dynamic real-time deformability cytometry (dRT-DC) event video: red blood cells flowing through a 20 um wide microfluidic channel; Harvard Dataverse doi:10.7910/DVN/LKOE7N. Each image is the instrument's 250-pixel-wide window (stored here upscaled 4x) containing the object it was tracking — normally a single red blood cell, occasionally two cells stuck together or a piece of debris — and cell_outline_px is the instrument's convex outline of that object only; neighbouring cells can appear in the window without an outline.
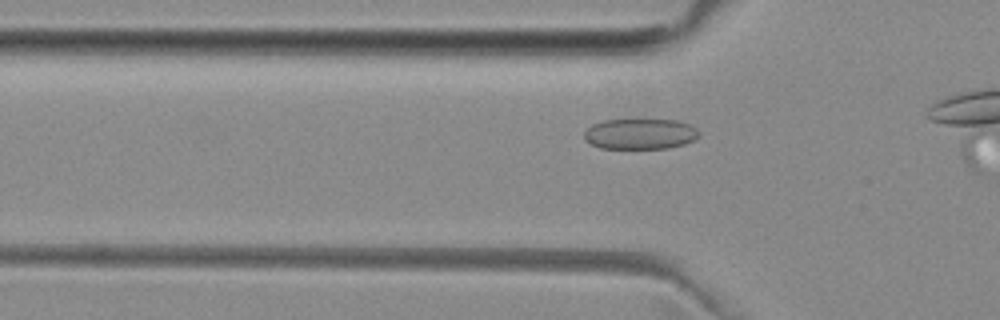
{"species": "common noctule bat (a hibernating species)", "species_latin": "Nyctalus noctula", "temperature_condition": "room temperature", "stored_images_in_passage": 5, "camera_frame_rate_fps": 3000, "um_per_image_px": 0.085, "animal": {"sex": "female", "body_mass_g": 29.2, "forearm_length_mm": 56.3}, "frame": {"image": 1, "passage_image": 4, "time_ms": 1.0, "image_size_px": [1000, 320], "cell_outline_px": [[700, 136], [684, 144], [668, 148], [600, 148], [584, 140], [584, 132], [592, 124], [604, 120], [676, 120], [692, 124], [700, 132]], "centroid_in_image_um": [54.43, 11.38], "position_along_channel_um": 71.4, "area_um2": 20.52}}